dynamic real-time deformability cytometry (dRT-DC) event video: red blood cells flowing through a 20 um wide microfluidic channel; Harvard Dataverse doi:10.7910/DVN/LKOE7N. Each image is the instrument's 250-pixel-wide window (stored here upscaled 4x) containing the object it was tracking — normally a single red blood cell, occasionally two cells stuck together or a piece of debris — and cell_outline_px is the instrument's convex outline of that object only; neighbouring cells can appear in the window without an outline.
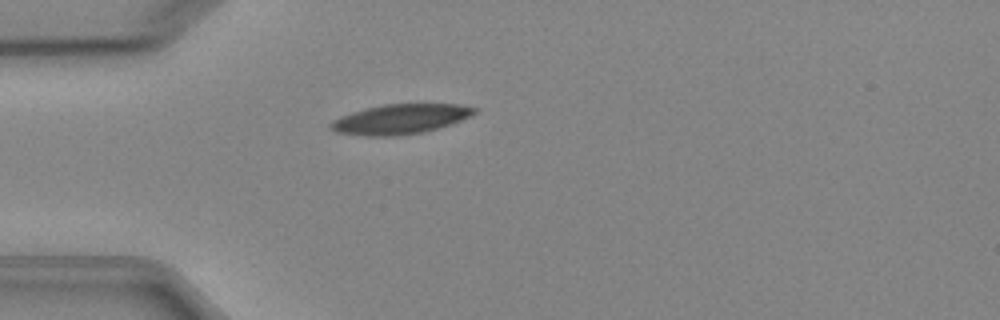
{"species": "Egyptian fruit bat (a non-hibernating species)", "species_latin": "Rousettus aegyptiacus", "temperature_condition": "cold", "stored_images_in_passage": 5, "camera_frame_rate_fps": 3000, "um_per_image_px": 0.085, "animal": {"sex": "female"}, "frame": {"image": 1, "passage_image": 5, "time_ms": 4.667, "image_size_px": [1000, 320], "cell_outline_px": [[480, 108], [476, 112], [460, 120], [424, 132], [392, 136], [368, 136], [336, 132], [328, 128], [328, 124], [332, 120], [340, 116], [364, 108], [384, 104], [460, 104]], "centroid_in_image_um": [33.97, 10.11], "position_along_channel_um": 51.0, "area_um2": 24.91}}